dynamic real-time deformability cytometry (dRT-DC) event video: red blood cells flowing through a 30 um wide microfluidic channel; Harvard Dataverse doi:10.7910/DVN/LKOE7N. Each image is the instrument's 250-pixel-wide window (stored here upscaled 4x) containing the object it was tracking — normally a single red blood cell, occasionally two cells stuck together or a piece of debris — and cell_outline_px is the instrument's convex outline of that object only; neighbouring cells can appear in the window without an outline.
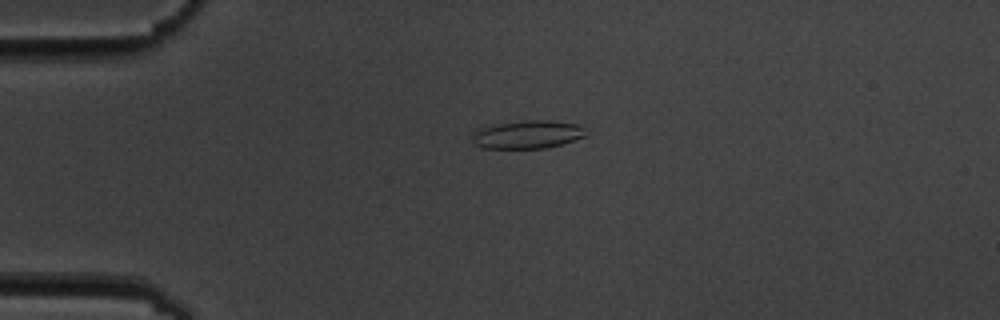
{"species": "common noctule bat (a hibernating species)", "species_latin": "Nyctalus noctula", "temperature_condition": "cold", "stored_images_in_passage": 6, "camera_frame_rate_fps": 3000, "um_per_image_px": 0.085, "animal": {"sex": "male", "body_mass_g": 19.5, "forearm_length_mm": 54.6}, "frame": {"image": 1, "passage_image": 4, "time_ms": 4.333, "image_size_px": [1000, 320], "cell_outline_px": [[584, 136], [560, 144], [544, 148], [484, 148], [472, 144], [472, 136], [476, 128], [496, 124], [524, 120], [548, 120], [580, 124], [584, 128]], "centroid_in_image_um": [44.77, 11.42], "position_along_channel_um": 40.2, "area_um2": 18.61}}